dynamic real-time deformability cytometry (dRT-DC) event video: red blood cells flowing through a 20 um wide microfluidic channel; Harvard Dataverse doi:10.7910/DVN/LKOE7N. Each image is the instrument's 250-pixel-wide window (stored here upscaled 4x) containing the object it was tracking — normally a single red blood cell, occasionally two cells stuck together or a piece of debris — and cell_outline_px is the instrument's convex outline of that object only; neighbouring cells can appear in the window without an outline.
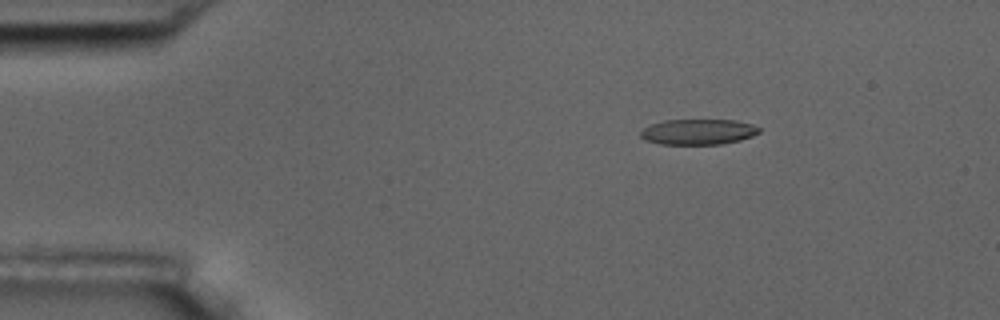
{"species": "common noctule bat (a hibernating species)", "species_latin": "Nyctalus noctula", "temperature_condition": "room temperature", "stored_images_in_passage": 6, "camera_frame_rate_fps": 3000, "um_per_image_px": 0.085, "animal": {"sex": "male", "body_mass_g": 17.5, "forearm_length_mm": 52.3}, "frame": {"image": 1, "passage_image": 2, "time_ms": 1.333, "image_size_px": [1000, 320], "cell_outline_px": [[760, 132], [752, 136], [740, 140], [720, 144], [660, 144], [644, 140], [640, 136], [640, 132], [644, 128], [652, 124], [664, 120], [736, 120], [752, 124], [760, 128]], "centroid_in_image_um": [59.34, 11.2], "position_along_channel_um": 25.7, "area_um2": 17.63}}